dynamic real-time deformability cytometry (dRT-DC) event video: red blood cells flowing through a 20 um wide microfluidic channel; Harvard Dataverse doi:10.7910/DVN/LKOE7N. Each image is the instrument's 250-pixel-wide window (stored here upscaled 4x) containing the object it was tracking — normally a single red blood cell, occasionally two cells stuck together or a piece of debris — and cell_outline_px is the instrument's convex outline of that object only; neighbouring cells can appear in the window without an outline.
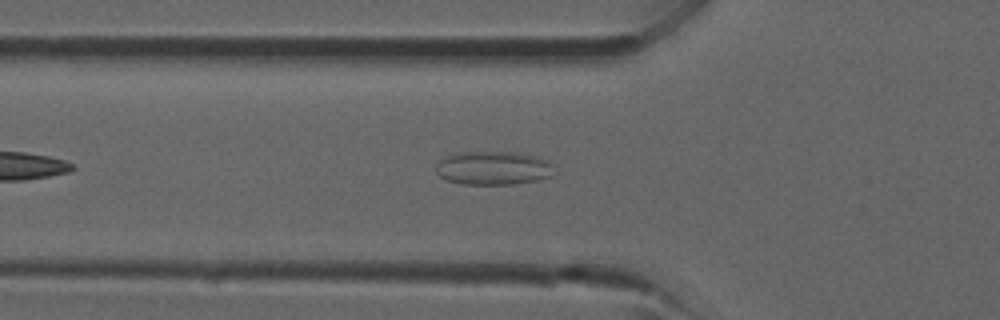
{"species": "common noctule bat (a hibernating species)", "species_latin": "Nyctalus noctula", "temperature_condition": "room temperature", "stored_images_in_passage": 32, "camera_frame_rate_fps": 3000, "um_per_image_px": 0.085, "animal": {"sex": "male", "forearm_length_mm": 52.5}, "frame": {"image": 1, "passage_image": 5, "time_ms": 1.333, "image_size_px": [1000, 320], "cell_outline_px": [[552, 176], [536, 180], [512, 184], [464, 184], [448, 180], [440, 176], [436, 172], [436, 164], [444, 156], [456, 152], [512, 152], [536, 156], [548, 160]], "centroid_in_image_um": [41.86, 14.27], "position_along_channel_um": 83.9, "area_um2": 22.95}}
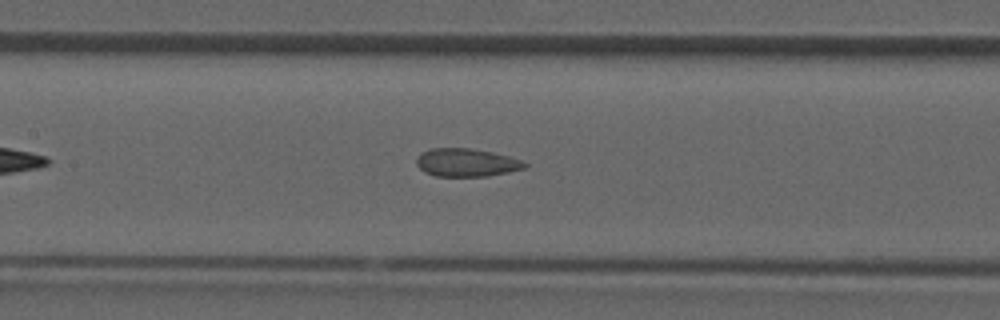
{"frame": {"image": 2, "passage_image": 10, "time_ms": 3.0, "image_size_px": [1000, 320], "cell_outline_px": [[528, 168], [488, 176], [436, 176], [424, 172], [416, 164], [416, 160], [420, 152], [432, 148], [472, 148], [492, 152], [524, 160], [528, 164]], "centroid_in_image_um": [39.68, 13.81], "position_along_channel_um": 167.7, "area_um2": 17.92}}
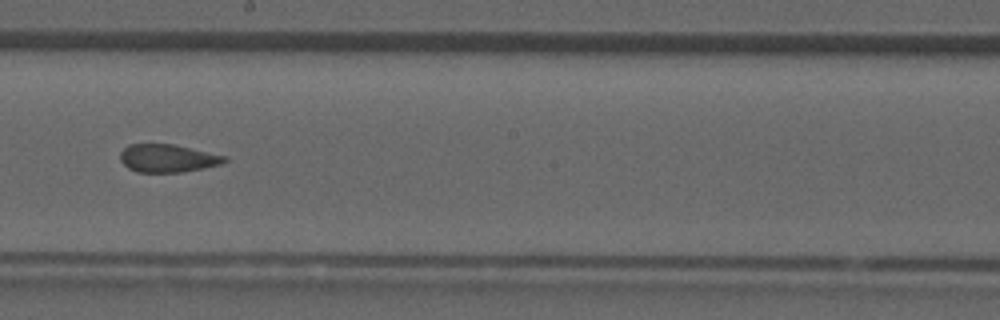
{"frame": {"image": 3, "passage_image": 14, "time_ms": 4.333, "image_size_px": [1000, 320], "cell_outline_px": [[228, 160], [220, 164], [204, 168], [180, 172], [136, 172], [128, 168], [120, 160], [120, 152], [128, 144], [172, 144], [228, 156]], "centroid_in_image_um": [14.24, 13.45], "position_along_channel_um": 234.0, "area_um2": 16.99}}